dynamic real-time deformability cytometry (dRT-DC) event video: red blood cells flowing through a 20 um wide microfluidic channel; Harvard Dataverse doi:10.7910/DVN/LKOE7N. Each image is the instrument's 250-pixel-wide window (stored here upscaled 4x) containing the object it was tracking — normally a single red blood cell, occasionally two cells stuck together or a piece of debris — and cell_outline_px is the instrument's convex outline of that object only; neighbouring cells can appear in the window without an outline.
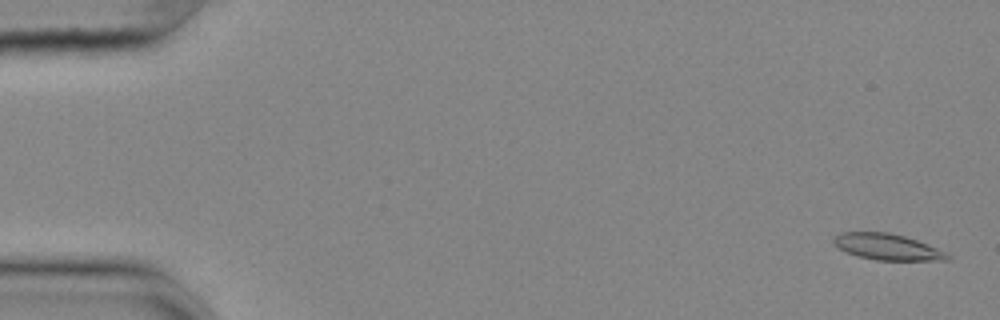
{"species": "common noctule bat (a hibernating species)", "species_latin": "Nyctalus noctula", "temperature_condition": "cold", "stored_images_in_passage": 56, "camera_frame_rate_fps": 3000, "um_per_image_px": 0.085, "animal": {"sex": "female", "body_mass_g": 25.1}, "frame": {"image": 1, "passage_image": 2, "time_ms": 0.333, "image_size_px": [1000, 320], "cell_outline_px": [[952, 256], [948, 260], [876, 260], [856, 256], [832, 244], [832, 240], [840, 232], [888, 232], [904, 236], [916, 240], [936, 248]], "centroid_in_image_um": [75.38, 20.98], "position_along_channel_um": 9.6, "area_um2": 17.17}}
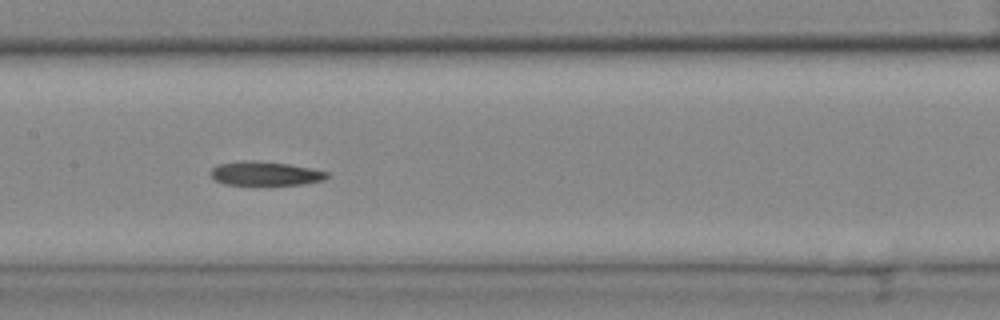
{"frame": {"image": 2, "passage_image": 28, "time_ms": 9.0, "image_size_px": [1000, 320], "cell_outline_px": [[328, 176], [324, 180], [304, 184], [224, 184], [216, 180], [212, 176], [212, 168], [216, 164], [244, 160], [252, 160], [288, 164], [312, 168], [328, 172]], "centroid_in_image_um": [22.56, 14.73], "position_along_channel_um": 184.8, "area_um2": 16.07}}
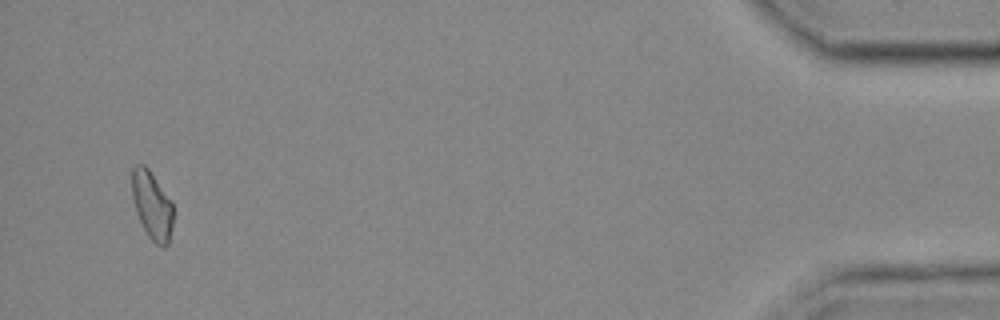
{"frame": {"image": 3, "passage_image": 54, "time_ms": 17.667, "image_size_px": [1000, 320], "cell_outline_px": [[172, 228], [168, 244], [164, 248], [160, 248], [148, 236], [136, 212], [132, 200], [132, 168], [136, 164], [144, 164], [148, 168], [172, 200]], "centroid_in_image_um": [12.92, 17.45], "position_along_channel_um": 422.3, "area_um2": 16.47}, "authors_computed_cell_mechanics": {"area_um2": 16.8776, "velocity_mm_per_s": 3.6305, "shape_relaxation_time_tau1_ms": null, "shape_relaxation_time_tau2_ms": 10.7493, "deformation_change_tau1": null, "deformation_change_tau2": 0.1673}}